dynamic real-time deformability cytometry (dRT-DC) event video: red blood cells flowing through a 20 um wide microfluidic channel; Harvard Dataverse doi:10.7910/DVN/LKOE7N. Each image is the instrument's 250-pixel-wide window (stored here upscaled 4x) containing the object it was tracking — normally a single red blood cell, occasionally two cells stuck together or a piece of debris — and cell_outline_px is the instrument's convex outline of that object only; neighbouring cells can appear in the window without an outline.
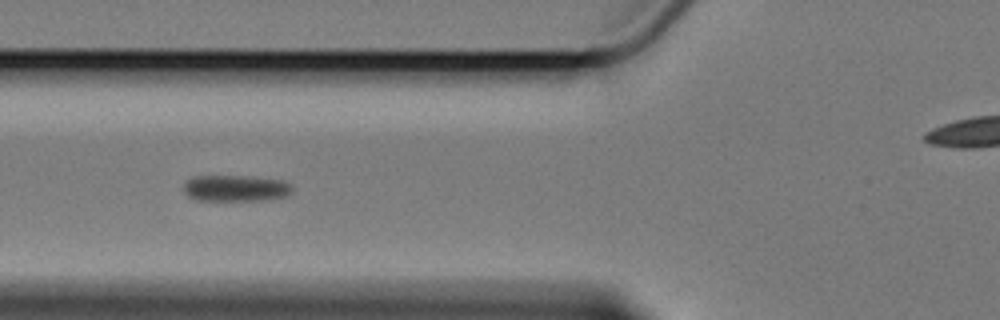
{"species": "Egyptian fruit bat (a non-hibernating species)", "species_latin": "Rousettus aegyptiacus", "temperature_condition": "cold", "stored_images_in_passage": 8, "segment_of_instrument_passage": [1, 2], "camera_frame_rate_fps": 3000, "um_per_image_px": 0.085, "animal": {"sex": "female"}, "frame": {"image": 1, "passage_image": 6, "time_ms": 7.0, "image_size_px": [1000, 320], "cell_outline_px": [[292, 192], [284, 196], [264, 200], [196, 200], [188, 196], [184, 192], [184, 184], [188, 180], [196, 176], [248, 176], [280, 180], [288, 184], [292, 188]], "centroid_in_image_um": [19.99, 16.0], "position_along_channel_um": 105.8, "area_um2": 16.42}}
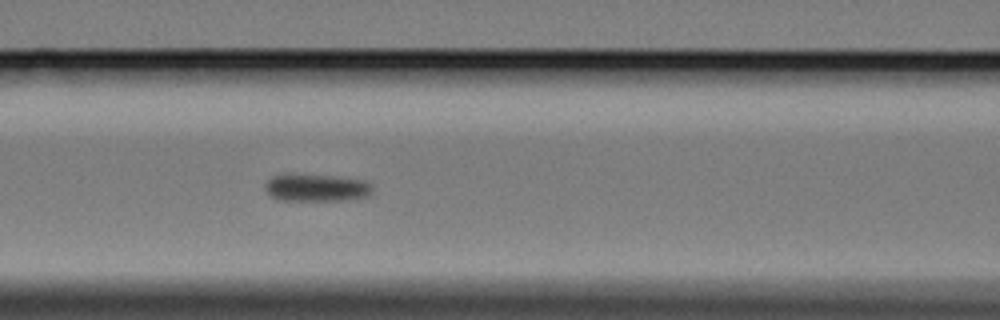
{"frame": {"image": 2, "passage_image": 7, "time_ms": 8.0, "image_size_px": [1000, 320], "cell_outline_px": [[372, 192], [368, 196], [348, 200], [280, 200], [272, 196], [268, 192], [264, 184], [272, 176], [284, 172], [288, 172], [332, 176], [364, 180], [372, 184]], "centroid_in_image_um": [26.87, 15.92], "position_along_channel_um": 139.7, "area_um2": 17.51}}